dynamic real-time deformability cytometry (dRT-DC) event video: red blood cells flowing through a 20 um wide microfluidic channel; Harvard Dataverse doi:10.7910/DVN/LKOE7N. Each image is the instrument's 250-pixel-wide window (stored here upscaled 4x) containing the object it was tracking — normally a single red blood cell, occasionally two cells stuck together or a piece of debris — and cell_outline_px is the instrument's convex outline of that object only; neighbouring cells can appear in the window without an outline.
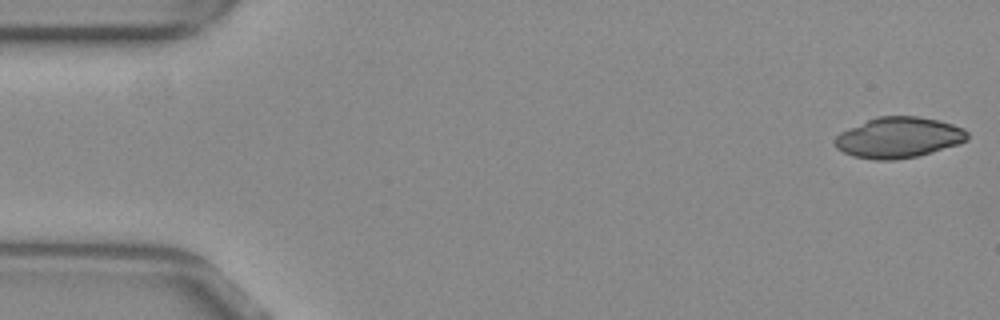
{"species": "common noctule bat (a hibernating species)", "species_latin": "Nyctalus noctula", "temperature_condition": "warm", "stored_images_in_passage": 52, "camera_frame_rate_fps": 3000, "um_per_image_px": 0.085, "animal": {"sex": "female", "body_mass_g": 29.2, "forearm_length_mm": 56.3}, "frame": {"image": 1, "passage_image": 1, "time_ms": 0.0, "image_size_px": [1000, 320], "cell_outline_px": [[968, 140], [932, 152], [916, 156], [896, 160], [876, 160], [852, 156], [836, 148], [832, 140], [840, 132], [876, 116], [916, 116], [936, 120], [952, 124], [964, 128], [968, 132]], "centroid_in_image_um": [76.35, 11.69], "position_along_channel_um": 8.7, "area_um2": 31.39}}